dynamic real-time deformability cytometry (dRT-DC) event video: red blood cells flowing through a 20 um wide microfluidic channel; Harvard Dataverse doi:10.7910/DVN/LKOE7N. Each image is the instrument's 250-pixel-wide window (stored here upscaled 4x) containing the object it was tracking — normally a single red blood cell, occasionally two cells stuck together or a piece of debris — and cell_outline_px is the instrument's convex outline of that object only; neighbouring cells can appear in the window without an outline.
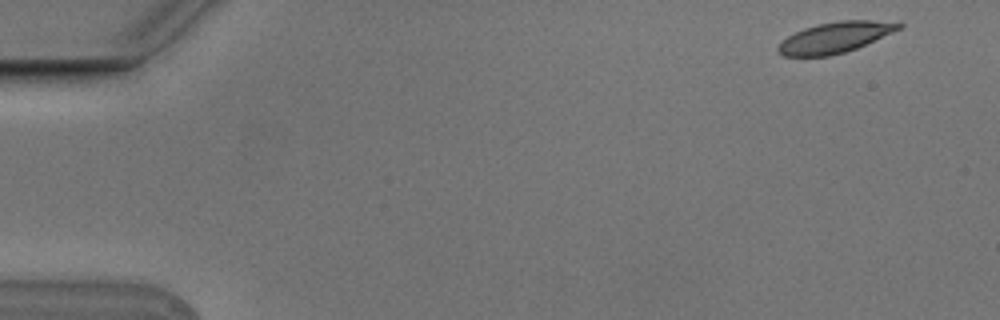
{"species": "Egyptian fruit bat (a non-hibernating species)", "species_latin": "Rousettus aegyptiacus", "temperature_condition": "cold", "stored_images_in_passage": 4, "camera_frame_rate_fps": 3000, "um_per_image_px": 0.085, "animal": {"sex": "male"}, "frame": {"image": 1, "passage_image": 1, "time_ms": 0.0, "image_size_px": [1000, 320], "cell_outline_px": [[904, 28], [856, 48], [844, 52], [828, 56], [784, 56], [776, 52], [776, 48], [788, 36], [804, 28], [816, 24], [840, 20], [872, 20], [904, 24]], "centroid_in_image_um": [70.99, 3.18], "position_along_channel_um": 14.0, "area_um2": 21.56}}
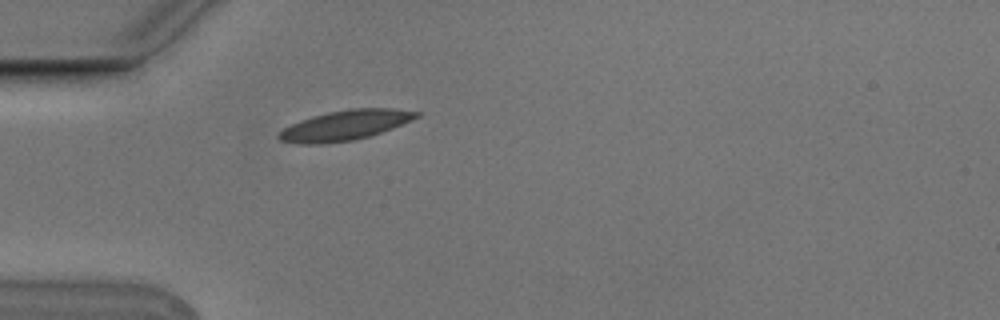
{"frame": {"image": 2, "passage_image": 4, "time_ms": 1.0, "image_size_px": [1000, 320], "cell_outline_px": [[420, 116], [412, 120], [392, 128], [368, 136], [352, 140], [324, 144], [296, 144], [280, 140], [276, 136], [284, 128], [300, 120], [312, 116], [328, 112], [348, 108], [392, 108], [420, 112]], "centroid_in_image_um": [29.31, 10.64], "position_along_channel_um": 55.7, "area_um2": 23.99}}